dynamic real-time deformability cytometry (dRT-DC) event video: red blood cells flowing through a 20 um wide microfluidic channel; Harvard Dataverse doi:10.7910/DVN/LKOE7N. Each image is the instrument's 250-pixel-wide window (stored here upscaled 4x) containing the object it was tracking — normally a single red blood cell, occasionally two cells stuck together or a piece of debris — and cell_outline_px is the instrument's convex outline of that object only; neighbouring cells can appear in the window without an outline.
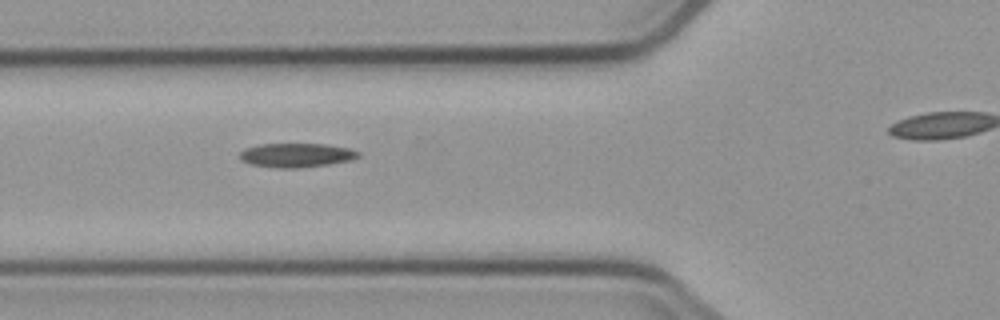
{"species": "common noctule bat (a hibernating species)", "species_latin": "Nyctalus noctula", "temperature_condition": "cold", "stored_images_in_passage": 14, "camera_frame_rate_fps": 3000, "um_per_image_px": 0.085, "animal": {"sex": "male", "body_mass_g": 23.1, "forearm_length_mm": 52.7}, "frame": {"image": 1, "passage_image": 5, "time_ms": 6.0, "image_size_px": [1000, 320], "cell_outline_px": [[360, 156], [352, 160], [328, 164], [296, 168], [280, 168], [252, 164], [240, 160], [240, 152], [244, 148], [260, 144], [324, 144], [348, 148], [360, 152]], "centroid_in_image_um": [25.19, 13.18], "position_along_channel_um": 100.6, "area_um2": 16.53}}
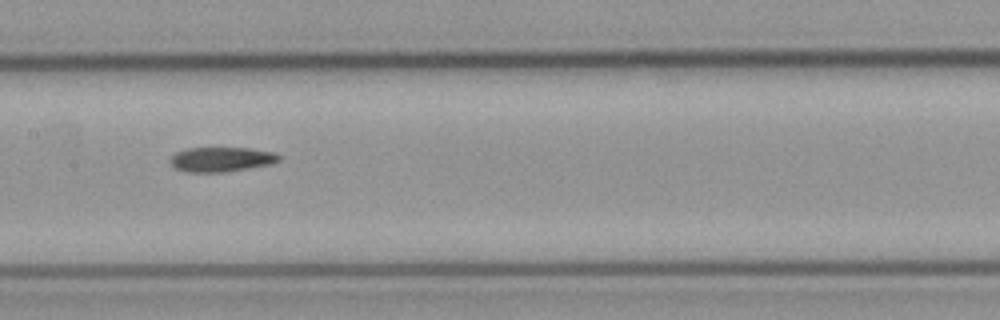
{"frame": {"image": 2, "passage_image": 7, "time_ms": 8.333, "image_size_px": [1000, 320], "cell_outline_px": [[280, 160], [272, 164], [224, 172], [188, 172], [176, 168], [172, 164], [172, 156], [176, 152], [188, 148], [248, 148], [272, 152], [280, 156]], "centroid_in_image_um": [18.84, 13.54], "position_along_channel_um": 188.6, "area_um2": 15.37}}
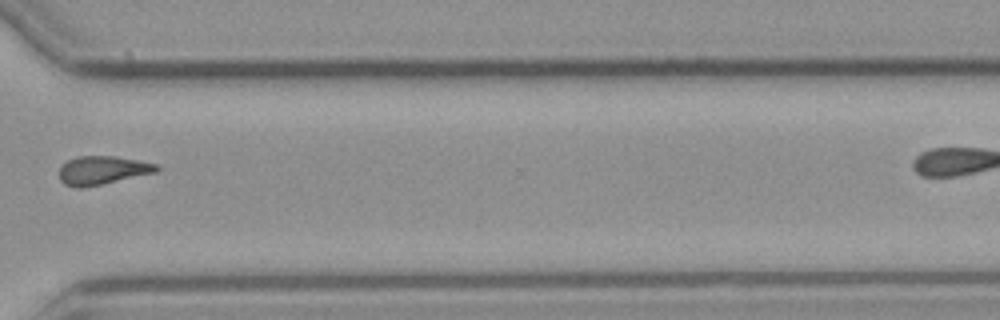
{"frame": {"image": 3, "passage_image": 11, "time_ms": 13.0, "image_size_px": [1000, 320], "cell_outline_px": [[160, 168], [156, 172], [100, 184], [80, 188], [76, 188], [64, 184], [60, 180], [60, 168], [68, 160], [76, 156], [116, 156], [160, 164]], "centroid_in_image_um": [8.72, 14.46], "position_along_channel_um": 361.9, "area_um2": 16.07}}